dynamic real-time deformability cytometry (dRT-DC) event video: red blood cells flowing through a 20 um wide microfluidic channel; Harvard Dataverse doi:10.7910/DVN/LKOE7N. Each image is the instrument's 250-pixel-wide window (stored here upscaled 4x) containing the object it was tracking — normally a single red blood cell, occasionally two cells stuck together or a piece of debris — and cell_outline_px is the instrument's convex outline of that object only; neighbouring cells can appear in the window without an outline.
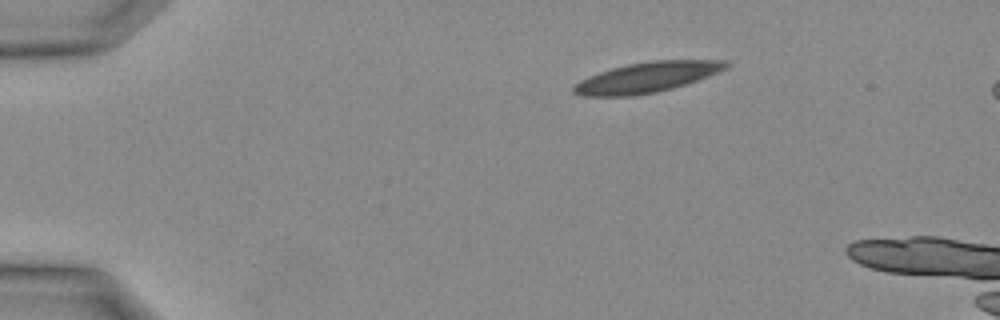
{"species": "Egyptian fruit bat (a non-hibernating species)", "species_latin": "Rousettus aegyptiacus", "temperature_condition": "warm", "stored_images_in_passage": 27, "camera_frame_rate_fps": 3000, "um_per_image_px": 0.085, "animal": {"sex": "female"}, "frame": {"image": 1, "passage_image": 1, "time_ms": 0.0, "image_size_px": [1000, 320], "cell_outline_px": [[732, 64], [728, 68], [708, 76], [672, 88], [656, 92], [632, 96], [580, 96], [572, 92], [572, 84], [588, 76], [612, 68], [628, 64], [648, 60], [728, 60]], "centroid_in_image_um": [54.97, 6.56], "position_along_channel_um": 30.0, "area_um2": 27.05}}
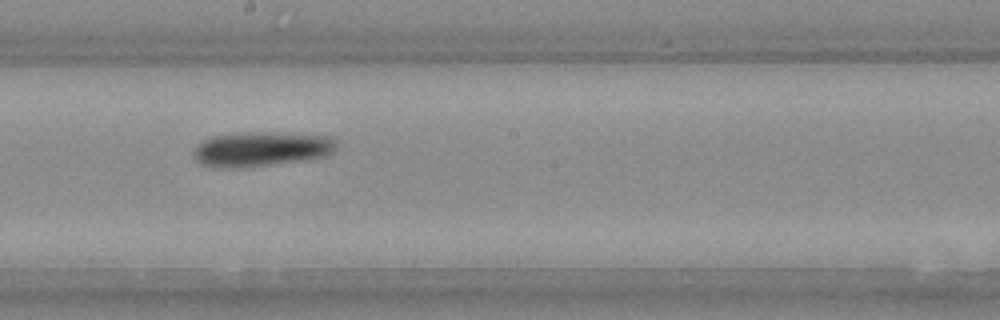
{"frame": {"image": 2, "passage_image": 14, "time_ms": 4.333, "image_size_px": [1000, 320], "cell_outline_px": [[336, 148], [328, 156], [304, 160], [244, 168], [224, 168], [200, 164], [196, 160], [196, 148], [204, 140], [212, 136], [248, 132], [268, 132], [332, 136], [336, 140]], "centroid_in_image_um": [22.28, 12.67], "position_along_channel_um": 225.9, "area_um2": 28.84}}
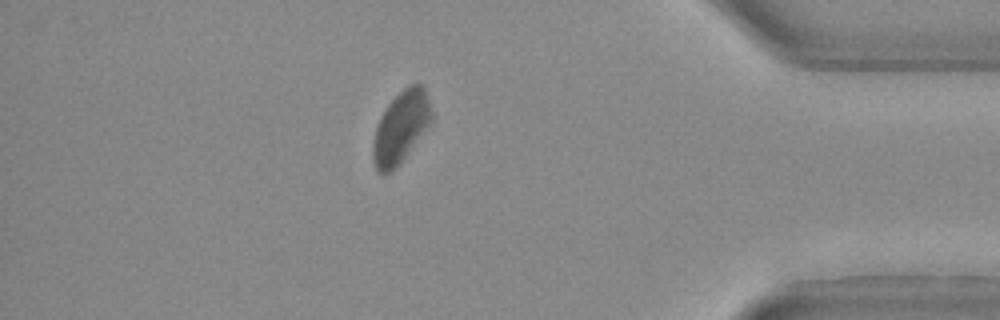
{"frame": {"image": 3, "passage_image": 24, "time_ms": 7.667, "image_size_px": [1000, 320], "cell_outline_px": [[432, 120], [400, 164], [396, 168], [384, 176], [380, 176], [376, 172], [372, 160], [372, 144], [376, 128], [388, 104], [404, 88], [412, 84], [420, 84], [424, 88], [432, 112]], "centroid_in_image_um": [34.03, 10.9], "position_along_channel_um": 401.2, "area_um2": 24.28}}